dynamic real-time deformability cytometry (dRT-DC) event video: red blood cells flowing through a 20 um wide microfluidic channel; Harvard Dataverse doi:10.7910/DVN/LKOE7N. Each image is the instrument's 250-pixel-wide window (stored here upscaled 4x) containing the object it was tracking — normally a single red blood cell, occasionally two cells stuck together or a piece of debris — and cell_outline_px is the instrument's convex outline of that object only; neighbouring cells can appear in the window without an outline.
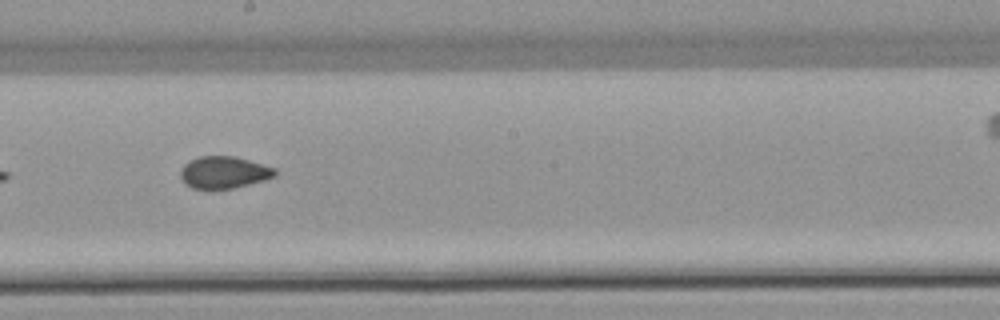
{"species": "common noctule bat (a hibernating species)", "species_latin": "Nyctalus noctula", "temperature_condition": "warm", "stored_images_in_passage": 9, "camera_frame_rate_fps": 3000, "um_per_image_px": 0.085, "animal": {"sex": "female", "body_mass_g": 22.7, "forearm_length_mm": 54.2}, "frame": {"image": 1, "passage_image": 7, "time_ms": 7.333, "image_size_px": [1000, 320], "cell_outline_px": [[276, 176], [264, 180], [232, 188], [212, 192], [192, 188], [184, 184], [180, 176], [180, 168], [188, 160], [200, 156], [236, 156], [276, 168]], "centroid_in_image_um": [18.97, 14.68], "position_along_channel_um": 229.2, "area_um2": 18.26}}
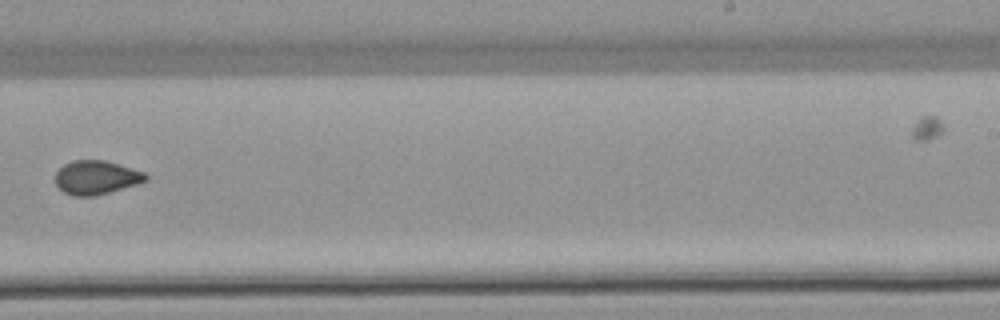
{"frame": {"image": 2, "passage_image": 8, "time_ms": 8.667, "image_size_px": [1000, 320], "cell_outline_px": [[148, 180], [136, 184], [96, 196], [72, 196], [64, 192], [56, 184], [56, 172], [64, 164], [72, 160], [104, 160], [144, 172], [148, 176]], "centroid_in_image_um": [8.17, 15.09], "position_along_channel_um": 280.8, "area_um2": 17.69}}
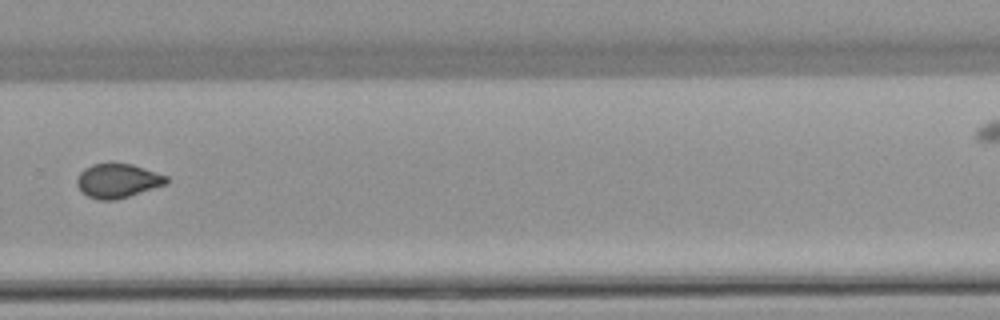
{"frame": {"image": 3, "passage_image": 9, "time_ms": 9.667, "image_size_px": [1000, 320], "cell_outline_px": [[168, 184], [116, 200], [100, 200], [88, 196], [76, 184], [76, 180], [80, 172], [84, 168], [92, 164], [132, 164], [168, 176]], "centroid_in_image_um": [10.02, 15.37], "position_along_channel_um": 319.8, "area_um2": 17.69}}